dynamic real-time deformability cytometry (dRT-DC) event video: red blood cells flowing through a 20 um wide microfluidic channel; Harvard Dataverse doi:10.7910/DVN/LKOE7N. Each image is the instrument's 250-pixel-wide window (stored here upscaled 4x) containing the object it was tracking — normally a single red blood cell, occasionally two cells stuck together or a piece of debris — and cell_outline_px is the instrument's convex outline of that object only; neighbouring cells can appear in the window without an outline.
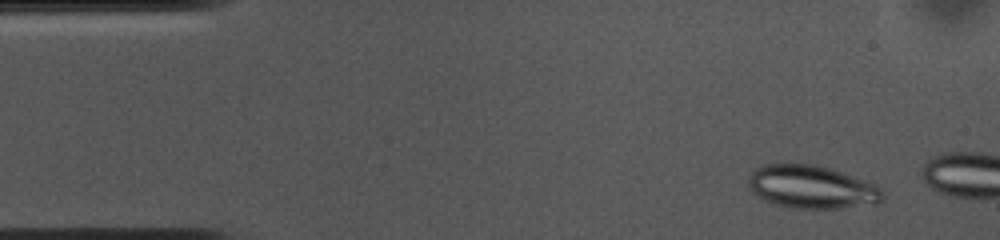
{"species": "common noctule bat (a hibernating species)", "species_latin": "Nyctalus noctula", "temperature_condition": "cold", "stored_images_in_passage": 10, "camera_frame_rate_fps": 3000, "um_per_image_px": 0.085, "animal": {"sex": "female", "body_mass_g": 10.0, "forearm_length_mm": 53.1}, "frame": {"image": 1, "passage_image": 4, "time_ms": 1.0, "image_size_px": [1000, 240], "cell_outline_px": [[884, 200], [876, 204], [844, 208], [796, 208], [776, 204], [764, 200], [752, 192], [748, 184], [748, 180], [752, 172], [756, 168], [764, 164], [812, 164], [828, 168], [876, 184], [884, 192]], "centroid_in_image_um": [69.02, 15.9], "position_along_channel_um": 16.0, "area_um2": 33.58}}